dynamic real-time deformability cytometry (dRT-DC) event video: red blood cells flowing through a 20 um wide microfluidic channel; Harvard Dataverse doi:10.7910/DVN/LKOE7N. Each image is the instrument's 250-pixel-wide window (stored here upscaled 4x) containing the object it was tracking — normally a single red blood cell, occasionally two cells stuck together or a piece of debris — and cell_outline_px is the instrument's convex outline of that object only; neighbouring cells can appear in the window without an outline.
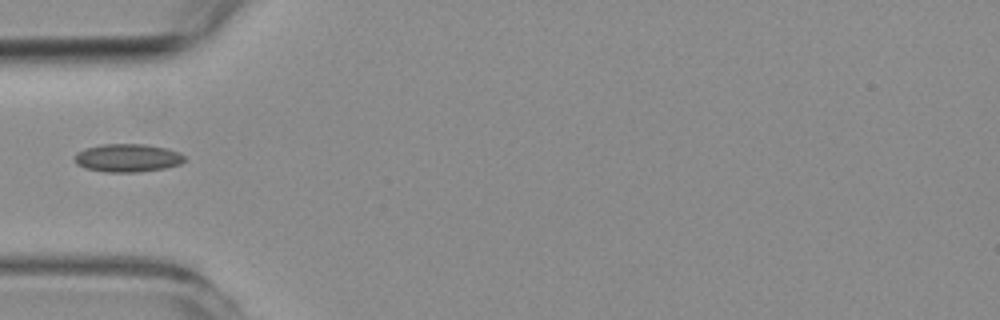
{"species": "common noctule bat (a hibernating species)", "species_latin": "Nyctalus noctula", "temperature_condition": "room temperature", "stored_images_in_passage": 39, "camera_frame_rate_fps": 3000, "um_per_image_px": 0.085, "animal": {"sex": "female", "body_mass_g": 19.3, "forearm_length_mm": 54.1}, "frame": {"image": 1, "passage_image": 1, "time_ms": 0.0, "image_size_px": [1000, 320], "cell_outline_px": [[184, 160], [180, 164], [164, 168], [136, 172], [104, 172], [84, 168], [76, 164], [76, 152], [84, 148], [100, 144], [144, 144], [164, 148], [180, 152], [184, 156]], "centroid_in_image_um": [10.81, 13.42], "position_along_channel_um": 74.2, "area_um2": 17.98}}
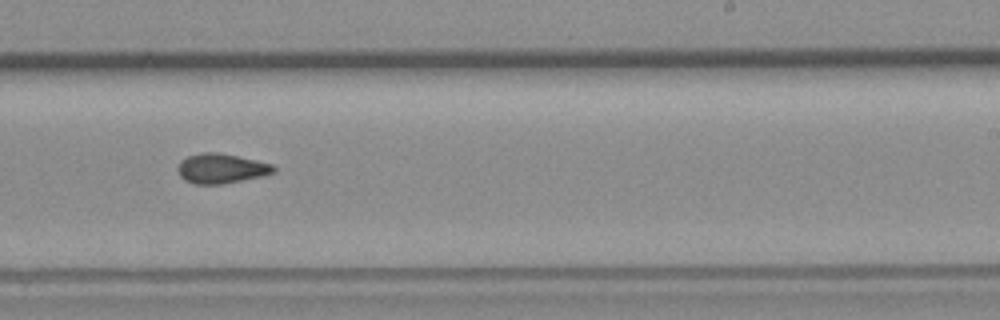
{"frame": {"image": 2, "passage_image": 17, "time_ms": 5.333, "image_size_px": [1000, 320], "cell_outline_px": [[276, 172], [264, 176], [220, 184], [192, 184], [184, 180], [180, 176], [176, 168], [180, 160], [188, 156], [204, 152], [216, 152], [236, 156], [272, 164], [276, 168]], "centroid_in_image_um": [18.78, 14.33], "position_along_channel_um": 270.2, "area_um2": 16.65}}
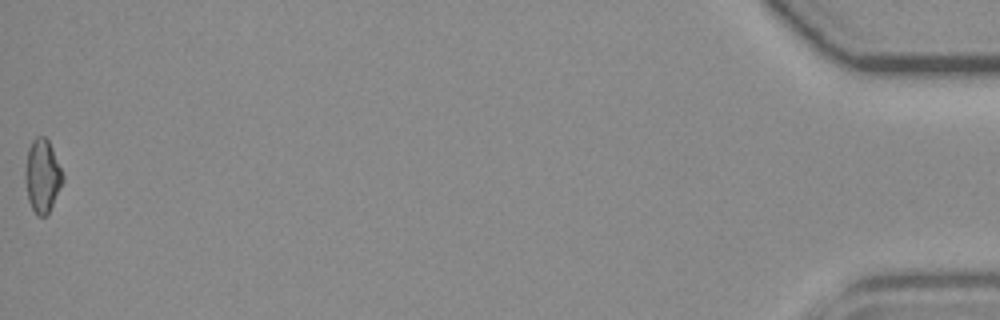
{"frame": {"image": 3, "passage_image": 39, "time_ms": 12.667, "image_size_px": [1000, 320], "cell_outline_px": [[64, 180], [48, 212], [44, 216], [36, 216], [28, 200], [24, 180], [24, 172], [28, 148], [32, 140], [36, 136], [44, 136], [48, 140], [52, 148], [64, 176]], "centroid_in_image_um": [3.57, 14.93], "position_along_channel_um": 431.6, "area_um2": 16.01}}